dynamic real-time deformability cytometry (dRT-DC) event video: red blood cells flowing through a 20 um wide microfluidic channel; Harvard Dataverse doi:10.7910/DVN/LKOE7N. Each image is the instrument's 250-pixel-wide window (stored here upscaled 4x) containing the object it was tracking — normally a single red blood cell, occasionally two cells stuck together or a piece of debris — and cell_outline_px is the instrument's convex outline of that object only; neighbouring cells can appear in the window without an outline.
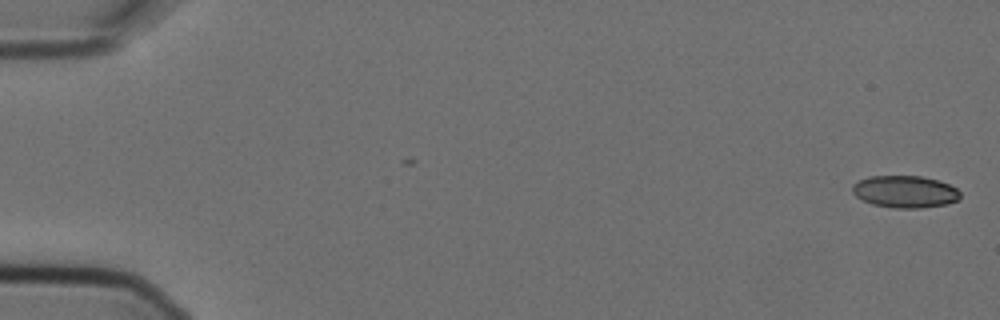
{"species": "Egyptian fruit bat (a non-hibernating species)", "species_latin": "Rousettus aegyptiacus", "temperature_condition": "cold", "stored_images_in_passage": 11, "camera_frame_rate_fps": 3000, "um_per_image_px": 0.085, "animal": {"sex": "female"}, "frame": {"image": 1, "passage_image": 1, "time_ms": 0.0, "image_size_px": [1000, 320], "cell_outline_px": [[960, 200], [948, 204], [920, 208], [892, 208], [872, 204], [856, 196], [852, 192], [852, 184], [868, 176], [920, 176], [940, 180], [956, 188], [960, 192]], "centroid_in_image_um": [76.94, 16.29], "position_along_channel_um": 8.1, "area_um2": 20.35}}
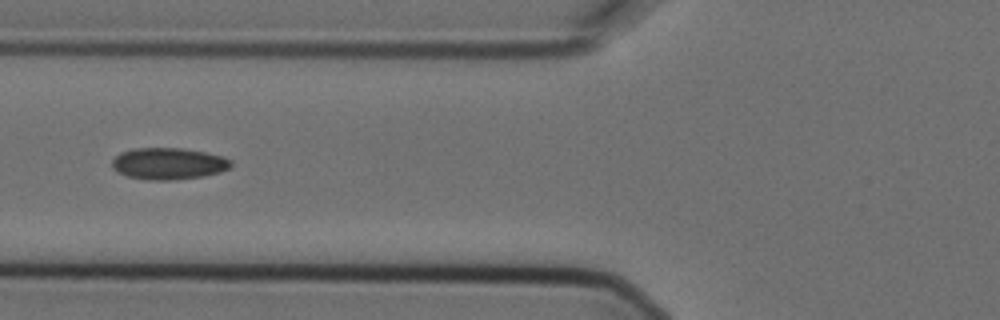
{"frame": {"image": 2, "passage_image": 6, "time_ms": 1.667, "image_size_px": [1000, 320], "cell_outline_px": [[232, 164], [228, 168], [220, 172], [200, 176], [172, 180], [148, 180], [128, 176], [116, 172], [112, 168], [112, 160], [120, 152], [132, 148], [180, 148], [204, 152], [220, 156], [232, 160]], "centroid_in_image_um": [14.27, 13.9], "position_along_channel_um": 111.5, "area_um2": 21.85}}
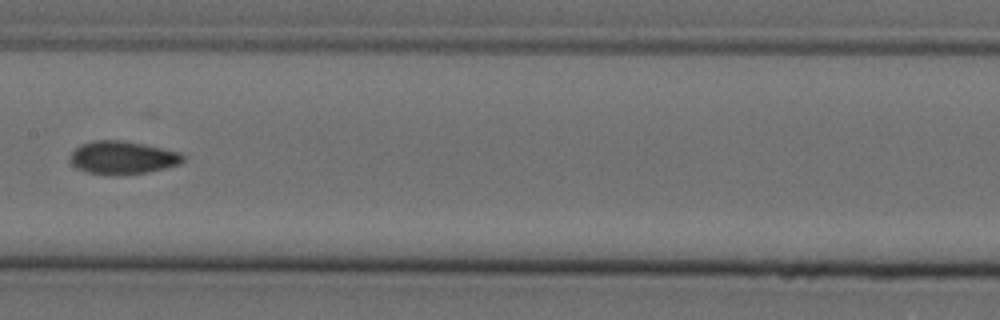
{"frame": {"image": 3, "passage_image": 8, "time_ms": 2.333, "image_size_px": [1000, 320], "cell_outline_px": [[184, 160], [180, 164], [148, 172], [120, 176], [116, 176], [88, 172], [72, 164], [68, 160], [72, 152], [80, 144], [96, 140], [120, 140], [144, 144], [180, 152], [184, 156]], "centroid_in_image_um": [10.42, 13.4], "position_along_channel_um": 197.0, "area_um2": 21.79}}